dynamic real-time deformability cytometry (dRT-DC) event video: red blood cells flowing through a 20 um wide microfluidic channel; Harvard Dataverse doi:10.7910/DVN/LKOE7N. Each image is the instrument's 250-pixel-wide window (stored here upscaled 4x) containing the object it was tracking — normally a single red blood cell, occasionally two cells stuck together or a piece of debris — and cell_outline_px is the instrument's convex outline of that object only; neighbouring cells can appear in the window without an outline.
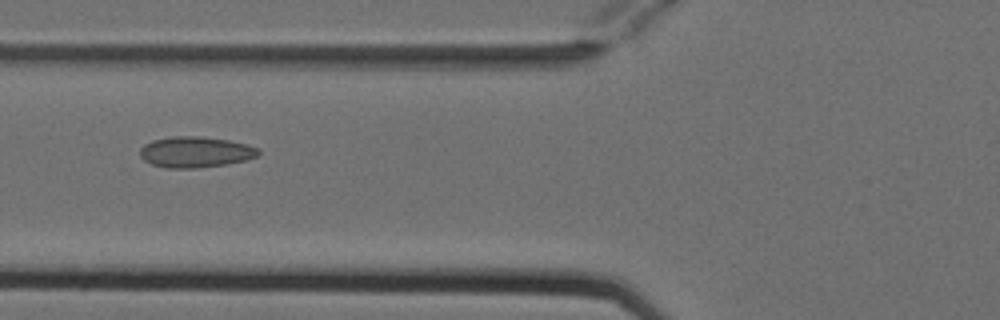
{"species": "Egyptian fruit bat (a non-hibernating species)", "species_latin": "Rousettus aegyptiacus", "temperature_condition": "cold", "stored_images_in_passage": 7, "camera_frame_rate_fps": 3000, "um_per_image_px": 0.085, "animal": {"sex": "female"}, "frame": {"image": 1, "passage_image": 4, "time_ms": 1.0, "image_size_px": [1000, 320], "cell_outline_px": [[260, 156], [248, 160], [228, 164], [200, 168], [168, 168], [152, 164], [144, 160], [140, 156], [140, 148], [144, 144], [152, 140], [172, 136], [200, 136], [228, 140], [248, 144], [260, 148]], "centroid_in_image_um": [16.66, 12.92], "position_along_channel_um": 109.1, "area_um2": 21.68}}
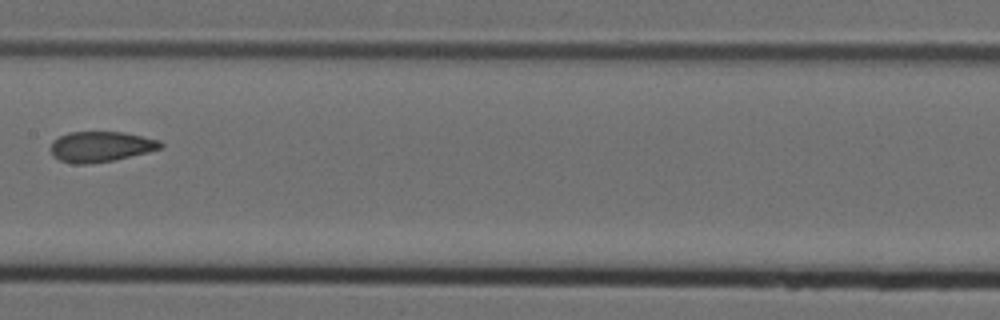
{"frame": {"image": 2, "passage_image": 6, "time_ms": 1.667, "image_size_px": [1000, 320], "cell_outline_px": [[164, 148], [148, 152], [112, 160], [84, 164], [72, 164], [60, 160], [52, 156], [52, 140], [68, 132], [124, 132], [160, 140], [164, 144]], "centroid_in_image_um": [8.59, 12.46], "position_along_channel_um": 198.8, "area_um2": 19.48}}
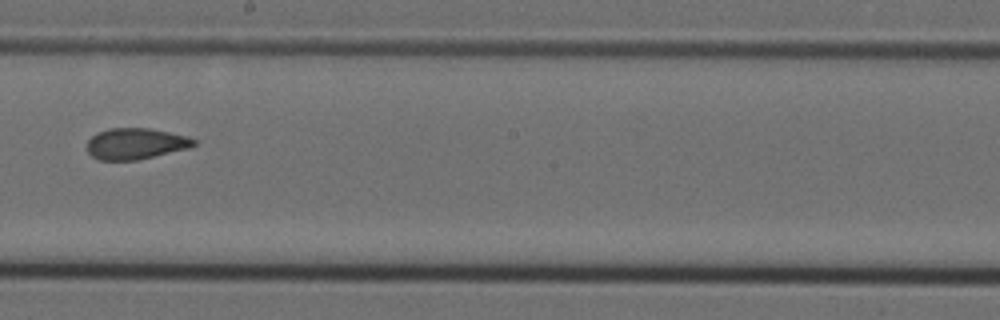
{"frame": {"image": 3, "passage_image": 7, "time_ms": 2.0, "image_size_px": [1000, 320], "cell_outline_px": [[196, 144], [188, 148], [136, 160], [100, 160], [92, 156], [88, 152], [88, 140], [96, 132], [108, 128], [152, 128], [188, 136], [196, 140]], "centroid_in_image_um": [11.52, 12.2], "position_along_channel_um": 236.7, "area_um2": 19.36}}